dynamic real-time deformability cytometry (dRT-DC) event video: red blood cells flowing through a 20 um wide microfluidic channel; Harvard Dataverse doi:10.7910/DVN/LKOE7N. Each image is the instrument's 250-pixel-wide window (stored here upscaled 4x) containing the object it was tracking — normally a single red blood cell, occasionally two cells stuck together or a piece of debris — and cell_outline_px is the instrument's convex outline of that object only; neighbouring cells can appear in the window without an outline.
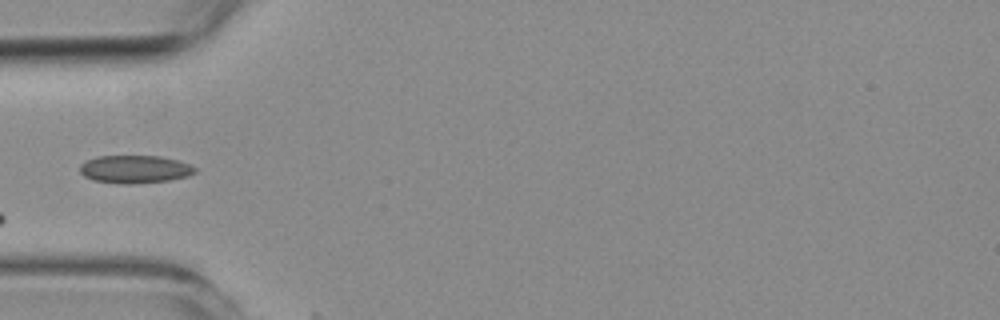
{"species": "common noctule bat (a hibernating species)", "species_latin": "Nyctalus noctula", "temperature_condition": "room temperature", "stored_images_in_passage": 2, "camera_frame_rate_fps": 3000, "um_per_image_px": 0.085, "animal": {"sex": "female", "body_mass_g": 19.3, "forearm_length_mm": 54.1}, "frame": {"image": 1, "passage_image": 1, "time_ms": 0.0, "image_size_px": [1000, 320], "cell_outline_px": [[196, 172], [188, 176], [168, 180], [132, 184], [120, 184], [92, 180], [84, 176], [80, 172], [80, 164], [96, 156], [160, 156], [180, 160], [196, 168]], "centroid_in_image_um": [11.45, 14.38], "position_along_channel_um": 73.5, "area_um2": 18.79}}